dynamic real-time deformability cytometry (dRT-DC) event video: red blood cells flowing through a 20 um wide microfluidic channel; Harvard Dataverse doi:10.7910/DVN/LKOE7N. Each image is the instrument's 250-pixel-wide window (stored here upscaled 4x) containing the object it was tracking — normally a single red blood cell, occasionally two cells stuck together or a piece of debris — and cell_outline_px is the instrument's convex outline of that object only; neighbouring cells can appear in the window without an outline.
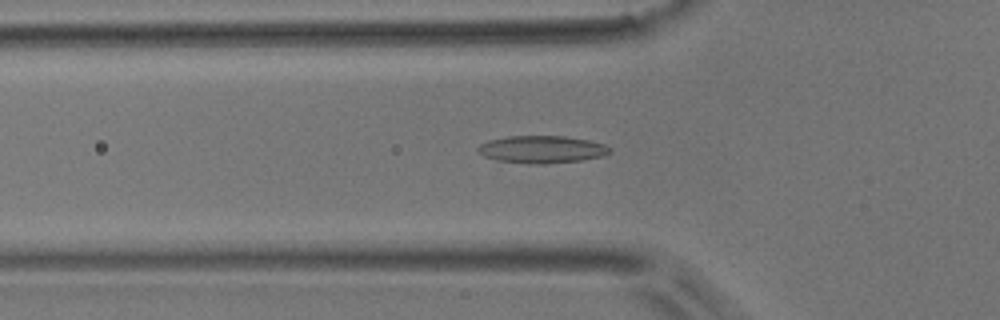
{"species": "common noctule bat (a hibernating species)", "species_latin": "Nyctalus noctula", "temperature_condition": "room temperature", "stored_images_in_passage": 41, "camera_frame_rate_fps": 3000, "um_per_image_px": 0.085, "animal": {"sex": "male", "body_mass_g": 17.9}, "frame": {"image": 1, "passage_image": 7, "time_ms": 2.0, "image_size_px": [1000, 320], "cell_outline_px": [[612, 152], [604, 156], [584, 160], [544, 164], [532, 164], [496, 160], [484, 156], [476, 148], [480, 144], [488, 140], [508, 136], [564, 136], [588, 140], [604, 144], [612, 148]], "centroid_in_image_um": [46.09, 12.7], "position_along_channel_um": 79.7, "area_um2": 21.21}}
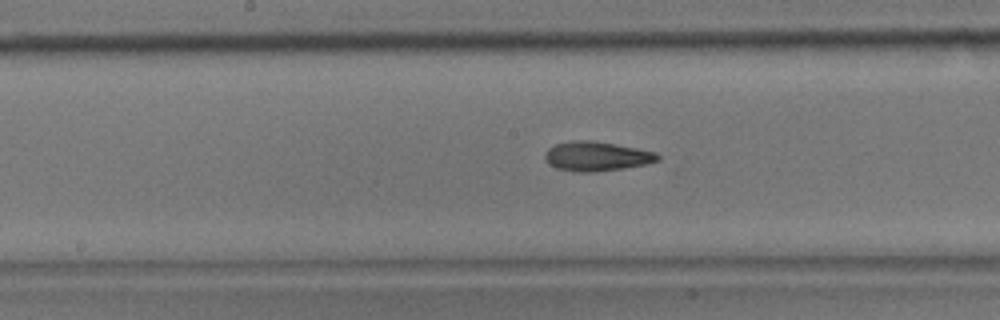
{"frame": {"image": 2, "passage_image": 16, "time_ms": 5.0, "image_size_px": [1000, 320], "cell_outline_px": [[660, 160], [648, 164], [624, 168], [596, 172], [572, 172], [556, 168], [548, 164], [544, 160], [544, 156], [548, 148], [556, 144], [572, 140], [592, 140], [616, 144], [656, 152], [660, 156]], "centroid_in_image_um": [50.7, 13.29], "position_along_channel_um": 197.5, "area_um2": 19.65}}
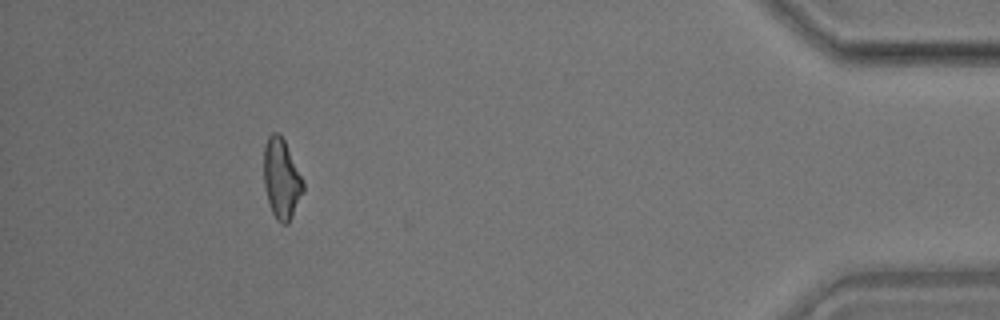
{"frame": {"image": 3, "passage_image": 37, "time_ms": 12.0, "image_size_px": [1000, 320], "cell_outline_px": [[304, 192], [288, 224], [284, 224], [276, 220], [272, 212], [264, 188], [264, 144], [268, 136], [272, 132], [280, 132], [284, 140], [304, 184]], "centroid_in_image_um": [23.91, 15.2], "position_along_channel_um": 411.3, "area_um2": 18.26}, "authors_computed_cell_mechanics": {"area_um2": 18.785, "velocity_mm_per_s": 3.8849, "shape_relaxation_time_tau1_ms": null, "shape_relaxation_time_tau2_ms": 3.8667, "deformation_change_tau1": null, "deformation_change_tau2": 0.1248}}